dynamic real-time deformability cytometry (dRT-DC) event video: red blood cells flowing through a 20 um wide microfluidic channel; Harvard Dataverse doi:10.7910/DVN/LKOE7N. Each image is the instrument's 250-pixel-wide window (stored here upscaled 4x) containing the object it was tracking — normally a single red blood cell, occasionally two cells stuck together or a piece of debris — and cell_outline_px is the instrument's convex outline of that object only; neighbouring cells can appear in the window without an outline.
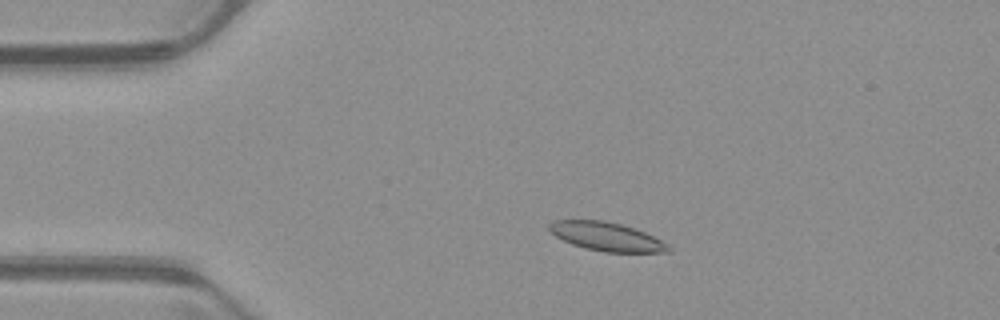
{"species": "common noctule bat (a hibernating species)", "species_latin": "Nyctalus noctula", "temperature_condition": "warm", "stored_images_in_passage": 50, "camera_frame_rate_fps": 3000, "um_per_image_px": 0.085, "animal": {"sex": "male", "body_mass_g": 23.1, "forearm_length_mm": 52.7}, "frame": {"image": 1, "passage_image": 9, "time_ms": 2.667, "image_size_px": [1000, 320], "cell_outline_px": [[672, 248], [668, 252], [604, 252], [584, 248], [572, 244], [548, 232], [548, 224], [552, 220], [604, 220], [636, 228], [668, 244]], "centroid_in_image_um": [51.52, 20.1], "position_along_channel_um": 33.5, "area_um2": 19.94}}
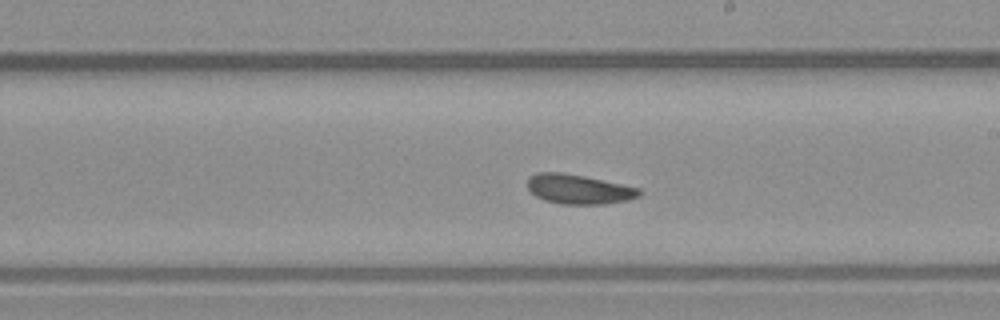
{"frame": {"image": 2, "passage_image": 28, "time_ms": 9.0, "image_size_px": [1000, 320], "cell_outline_px": [[640, 196], [628, 200], [604, 204], [560, 204], [544, 200], [536, 196], [528, 188], [528, 176], [540, 172], [564, 172], [584, 176], [640, 188]], "centroid_in_image_um": [49.18, 16.08], "position_along_channel_um": 239.8, "area_um2": 19.25}}
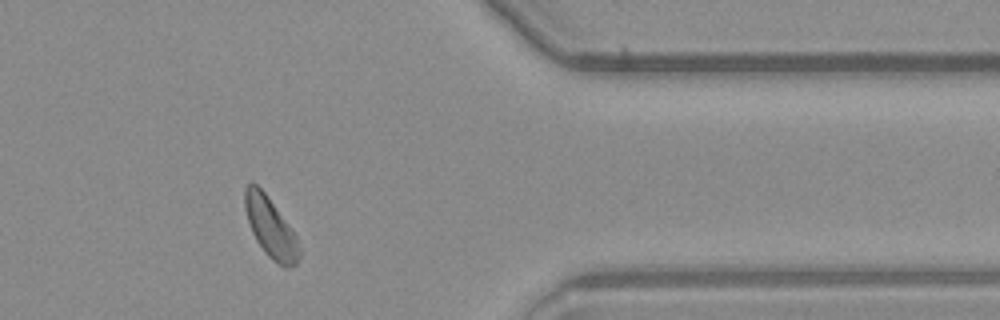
{"frame": {"image": 3, "passage_image": 41, "time_ms": 13.333, "image_size_px": [1000, 320], "cell_outline_px": [[300, 256], [296, 264], [288, 268], [284, 268], [272, 260], [268, 256], [256, 240], [252, 232], [244, 208], [244, 188], [252, 180], [264, 192], [296, 236], [300, 248]], "centroid_in_image_um": [22.98, 19.35], "position_along_channel_um": 388.4, "area_um2": 18.79}, "authors_computed_cell_mechanics": {"area_um2": 19.5364, "velocity_mm_per_s": 3.9267, "shape_relaxation_time_tau1_ms": 3.1736, "shape_relaxation_time_tau2_ms": 5.4413, "deformation_change_tau1": 0.0977, "deformation_change_tau2": 0.1388}}